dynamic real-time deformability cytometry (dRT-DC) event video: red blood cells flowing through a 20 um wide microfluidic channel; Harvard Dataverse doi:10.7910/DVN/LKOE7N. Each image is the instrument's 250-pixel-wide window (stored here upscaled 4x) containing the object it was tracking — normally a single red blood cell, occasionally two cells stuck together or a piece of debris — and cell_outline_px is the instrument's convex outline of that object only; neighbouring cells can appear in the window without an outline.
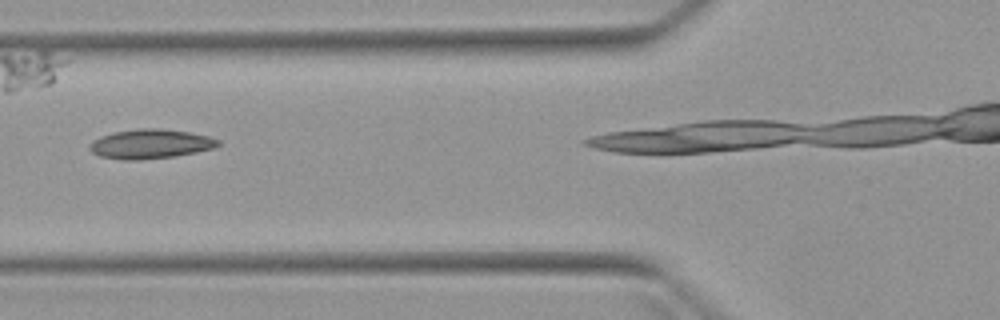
{"species": "Egyptian fruit bat (a non-hibernating species)", "species_latin": "Rousettus aegyptiacus", "temperature_condition": "warm", "stored_images_in_passage": 5, "camera_frame_rate_fps": 3000, "um_per_image_px": 0.085, "animal": {"sex": "female"}, "frame": {"image": 1, "passage_image": 4, "time_ms": 3.333, "image_size_px": [1000, 320], "cell_outline_px": [[220, 144], [212, 148], [196, 152], [176, 156], [140, 160], [124, 160], [100, 156], [92, 152], [88, 148], [88, 144], [92, 140], [100, 136], [112, 132], [136, 128], [160, 128], [188, 132], [208, 136], [220, 140]], "centroid_in_image_um": [12.74, 12.23], "position_along_channel_um": 113.1, "area_um2": 22.2}}